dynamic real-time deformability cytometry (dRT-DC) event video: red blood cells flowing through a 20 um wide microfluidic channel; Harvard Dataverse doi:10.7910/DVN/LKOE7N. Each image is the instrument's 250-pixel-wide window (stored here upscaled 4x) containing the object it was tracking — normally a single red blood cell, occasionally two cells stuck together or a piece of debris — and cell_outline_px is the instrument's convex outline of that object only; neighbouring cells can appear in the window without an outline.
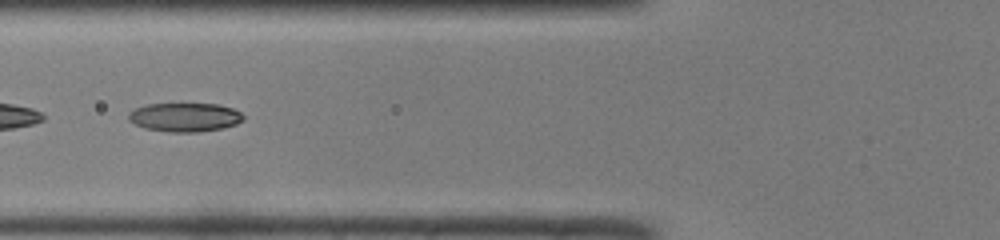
{"species": "common noctule bat (a hibernating species)", "species_latin": "Nyctalus noctula", "temperature_condition": "room temperature", "stored_images_in_passage": 32, "camera_frame_rate_fps": 3000, "um_per_image_px": 0.085, "animal": {"sex": "male", "body_mass_g": 19.0, "forearm_length_mm": 50.8}, "frame": {"image": 1, "passage_image": 5, "time_ms": 1.333, "image_size_px": [1000, 240], "cell_outline_px": [[244, 120], [236, 124], [224, 128], [196, 132], [172, 132], [144, 128], [128, 120], [128, 112], [136, 108], [148, 104], [220, 104], [232, 108], [240, 112], [244, 116]], "centroid_in_image_um": [15.72, 9.96], "position_along_channel_um": 110.1, "area_um2": 19.31}}
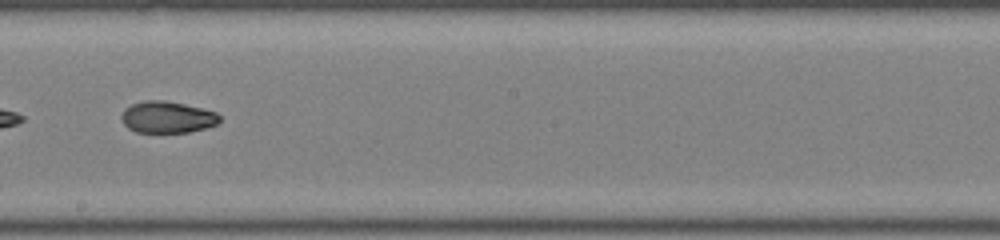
{"frame": {"image": 2, "passage_image": 14, "time_ms": 4.333, "image_size_px": [1000, 240], "cell_outline_px": [[220, 120], [216, 124], [204, 128], [188, 132], [136, 132], [128, 128], [124, 124], [120, 116], [124, 108], [132, 104], [144, 100], [164, 100], [204, 108], [216, 112], [220, 116]], "centroid_in_image_um": [14.2, 9.95], "position_along_channel_um": 234.0, "area_um2": 18.15}}
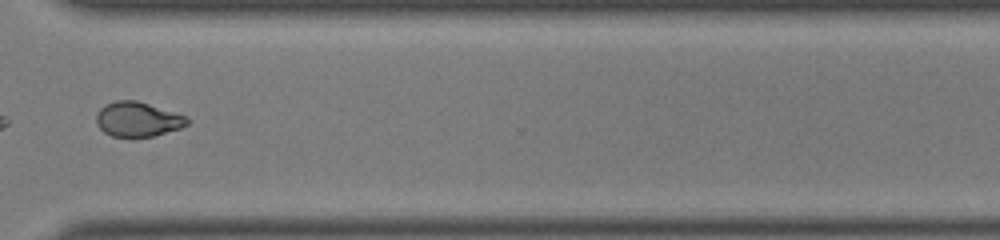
{"frame": {"image": 3, "passage_image": 23, "time_ms": 7.333, "image_size_px": [1000, 240], "cell_outline_px": [[192, 120], [188, 124], [180, 128], [152, 136], [112, 136], [104, 132], [96, 124], [96, 112], [104, 104], [116, 100], [136, 100], [188, 116]], "centroid_in_image_um": [11.71, 10.12], "position_along_channel_um": 358.9, "area_um2": 18.44}}